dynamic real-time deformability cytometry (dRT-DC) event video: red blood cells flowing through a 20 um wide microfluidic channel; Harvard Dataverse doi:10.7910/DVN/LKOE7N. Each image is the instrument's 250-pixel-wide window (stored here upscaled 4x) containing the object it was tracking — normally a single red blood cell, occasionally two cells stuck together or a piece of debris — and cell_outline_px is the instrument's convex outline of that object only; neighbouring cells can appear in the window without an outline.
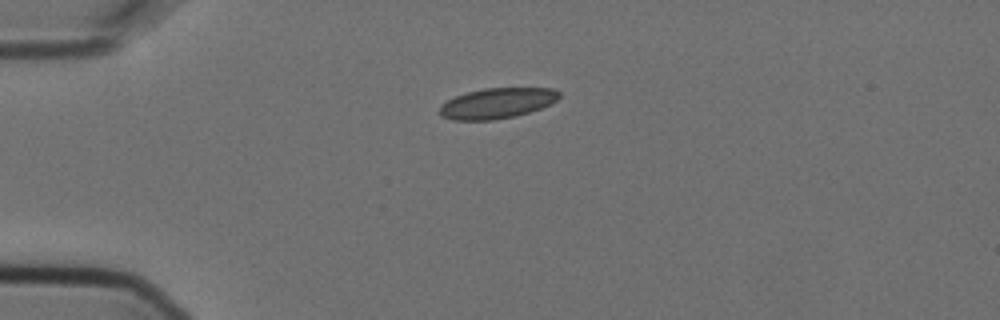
{"species": "Egyptian fruit bat (a non-hibernating species)", "species_latin": "Rousettus aegyptiacus", "temperature_condition": "cold", "stored_images_in_passage": 2, "camera_frame_rate_fps": 3000, "um_per_image_px": 0.085, "animal": {"sex": "female"}, "frame": {"image": 1, "passage_image": 1, "time_ms": 0.0, "image_size_px": [1000, 320], "cell_outline_px": [[560, 96], [552, 104], [516, 116], [492, 120], [452, 120], [440, 116], [440, 108], [448, 100], [456, 96], [468, 92], [484, 88], [552, 88], [560, 92]], "centroid_in_image_um": [42.27, 8.78], "position_along_channel_um": 42.7, "area_um2": 21.1}}